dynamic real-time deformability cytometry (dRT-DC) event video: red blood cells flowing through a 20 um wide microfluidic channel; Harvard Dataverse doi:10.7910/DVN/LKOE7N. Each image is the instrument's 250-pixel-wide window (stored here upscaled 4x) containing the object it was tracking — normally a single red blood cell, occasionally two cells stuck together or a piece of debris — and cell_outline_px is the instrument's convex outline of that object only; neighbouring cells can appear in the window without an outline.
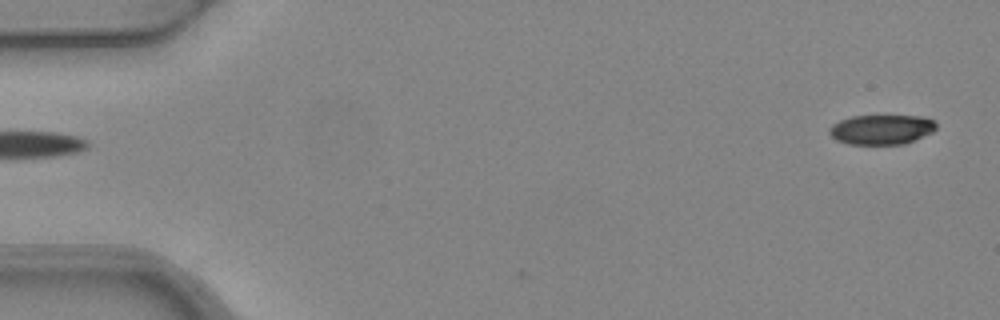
{"species": "common noctule bat (a hibernating species)", "species_latin": "Nyctalus noctula", "temperature_condition": "warm", "stored_images_in_passage": 6, "camera_frame_rate_fps": 3000, "um_per_image_px": 0.085, "animal": {"sex": "female", "body_mass_g": 24.6, "forearm_length_mm": 56.2}, "frame": {"image": 1, "passage_image": 6, "time_ms": 1.667, "image_size_px": [1000, 320], "cell_outline_px": [[936, 128], [932, 132], [904, 144], [848, 144], [836, 140], [828, 132], [828, 128], [832, 124], [840, 120], [852, 116], [920, 116], [936, 120]], "centroid_in_image_um": [74.91, 11.0], "position_along_channel_um": 10.1, "area_um2": 18.55}}